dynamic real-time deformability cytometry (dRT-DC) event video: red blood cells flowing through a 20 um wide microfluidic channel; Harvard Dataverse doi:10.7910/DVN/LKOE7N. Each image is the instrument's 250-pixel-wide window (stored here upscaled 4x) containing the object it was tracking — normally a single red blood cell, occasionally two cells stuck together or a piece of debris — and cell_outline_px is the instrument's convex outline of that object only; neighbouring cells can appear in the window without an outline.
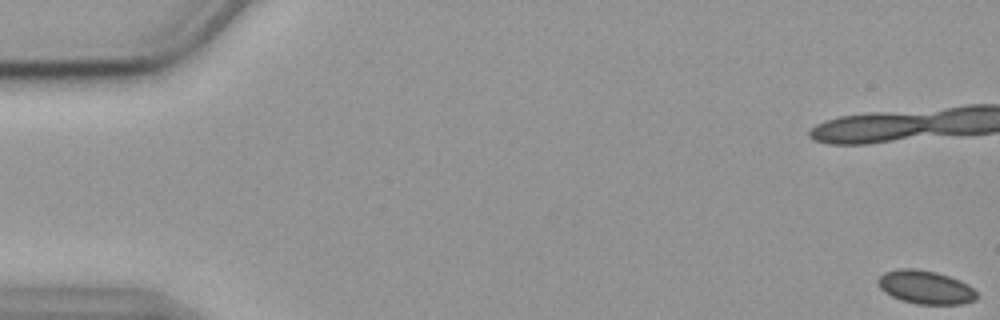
{"species": "common noctule bat (a hibernating species)", "species_latin": "Nyctalus noctula", "temperature_condition": "cold", "stored_images_in_passage": 58, "camera_frame_rate_fps": 3000, "um_per_image_px": 0.085, "animal": {"sex": "female", "body_mass_g": 19.9}, "frame": {"image": 1, "passage_image": 1, "time_ms": 0.0, "image_size_px": [1000, 320], "cell_outline_px": [[976, 300], [964, 304], [916, 304], [900, 300], [884, 292], [880, 288], [876, 280], [884, 272], [896, 268], [916, 268], [936, 272], [960, 280], [968, 284], [976, 292]], "centroid_in_image_um": [78.64, 24.41], "position_along_channel_um": 6.4, "area_um2": 19.42}}